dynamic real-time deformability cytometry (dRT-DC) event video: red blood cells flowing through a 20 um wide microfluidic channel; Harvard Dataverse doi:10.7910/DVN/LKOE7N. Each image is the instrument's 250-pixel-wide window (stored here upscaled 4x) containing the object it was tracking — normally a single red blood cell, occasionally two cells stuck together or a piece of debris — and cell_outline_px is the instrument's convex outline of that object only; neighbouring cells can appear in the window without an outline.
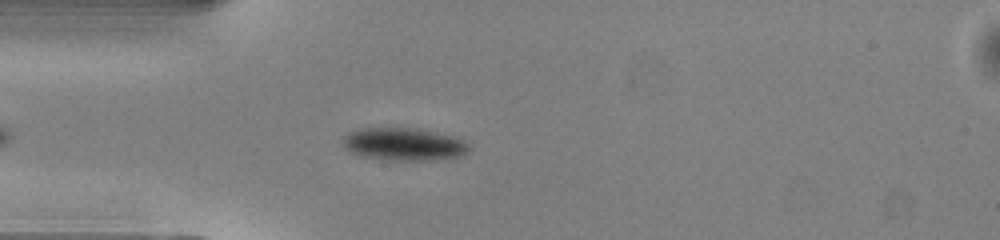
{"species": "common noctule bat (a hibernating species)", "species_latin": "Nyctalus noctula", "temperature_condition": "warm", "stored_images_in_passage": 37, "camera_frame_rate_fps": 3000, "um_per_image_px": 0.085, "animal": {"sex": "male", "body_mass_g": 13.0, "forearm_length_mm": 53.1}, "frame": {"image": 1, "passage_image": 3, "time_ms": 0.667, "image_size_px": [1000, 240], "cell_outline_px": [[472, 148], [468, 152], [460, 156], [428, 160], [392, 160], [360, 156], [344, 148], [344, 136], [348, 132], [364, 128], [416, 128], [460, 136]], "centroid_in_image_um": [34.39, 12.24], "position_along_channel_um": 50.6, "area_um2": 24.22}}
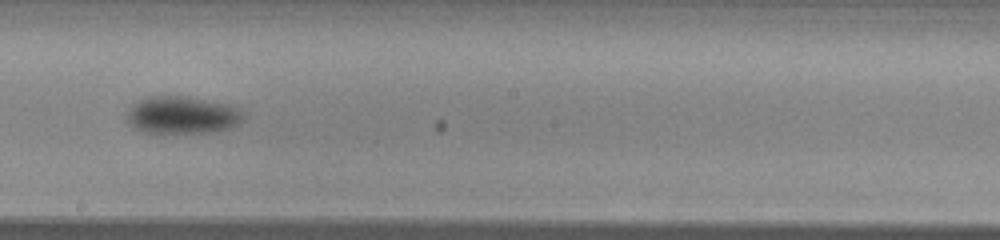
{"frame": {"image": 2, "passage_image": 17, "time_ms": 5.333, "image_size_px": [1000, 240], "cell_outline_px": [[244, 120], [240, 124], [228, 128], [208, 132], [156, 136], [144, 132], [136, 128], [128, 120], [128, 112], [136, 104], [152, 96], [184, 96], [232, 104], [244, 112]], "centroid_in_image_um": [15.57, 9.83], "position_along_channel_um": 232.6, "area_um2": 25.84}}
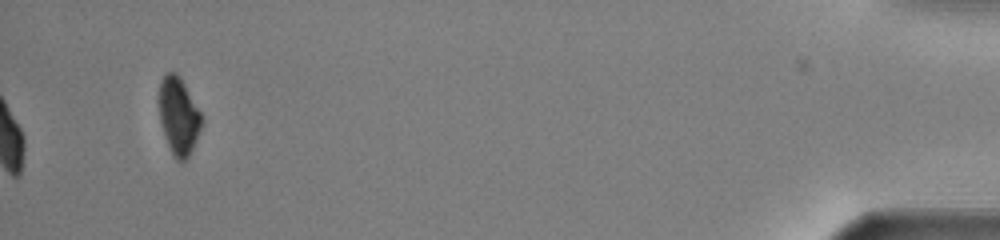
{"frame": {"image": 3, "passage_image": 37, "time_ms": 12.0, "image_size_px": [1000, 240], "cell_outline_px": [[204, 120], [188, 160], [180, 164], [172, 156], [164, 136], [160, 120], [160, 80], [168, 72], [176, 72], [184, 84], [200, 112]], "centroid_in_image_um": [15.19, 9.95], "position_along_channel_um": 420.0, "area_um2": 19.19}, "authors_computed_cell_mechanics": {"area_um2": 24.4494, "velocity_mm_per_s": 4.0813, "shape_relaxation_time_tau1_ms": 1.5495, "shape_relaxation_time_tau2_ms": null, "deformation_change_tau1": 0.09, "deformation_change_tau2": null}}